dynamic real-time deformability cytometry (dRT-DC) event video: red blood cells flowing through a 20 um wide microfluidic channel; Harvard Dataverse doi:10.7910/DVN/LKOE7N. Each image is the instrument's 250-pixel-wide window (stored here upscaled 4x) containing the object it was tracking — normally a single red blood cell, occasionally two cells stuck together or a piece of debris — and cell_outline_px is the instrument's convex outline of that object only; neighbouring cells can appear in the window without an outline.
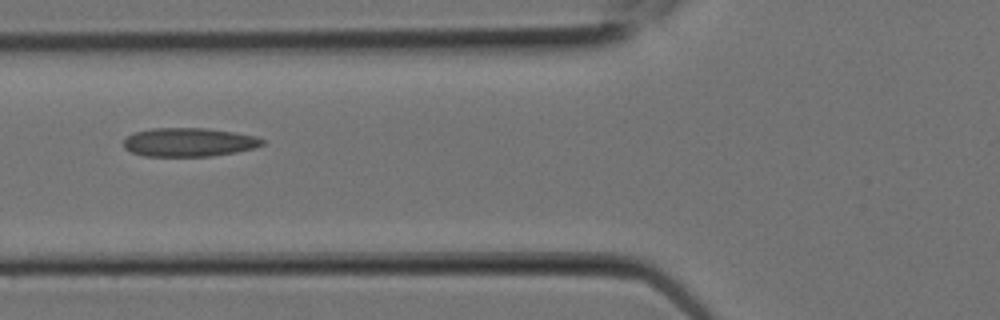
{"species": "Egyptian fruit bat (a non-hibernating species)", "species_latin": "Rousettus aegyptiacus", "temperature_condition": "room temperature", "stored_images_in_passage": 5, "camera_frame_rate_fps": 3000, "um_per_image_px": 0.085, "animal": {"sex": "female"}, "frame": {"image": 1, "passage_image": 3, "time_ms": 0.667, "image_size_px": [1000, 320], "cell_outline_px": [[264, 144], [252, 148], [236, 152], [212, 156], [144, 156], [132, 152], [124, 148], [124, 140], [128, 136], [136, 132], [152, 128], [204, 128], [236, 132], [256, 136], [264, 140]], "centroid_in_image_um": [16.07, 12.09], "position_along_channel_um": 109.7, "area_um2": 23.12}}
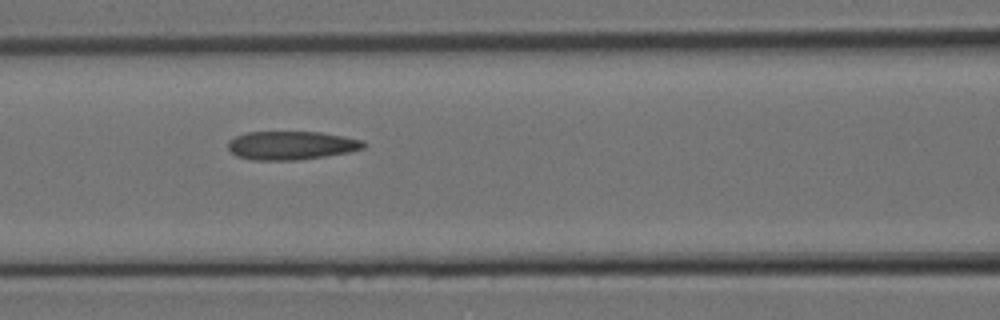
{"frame": {"image": 2, "passage_image": 4, "time_ms": 1.0, "image_size_px": [1000, 320], "cell_outline_px": [[368, 144], [364, 148], [348, 152], [324, 156], [296, 160], [256, 160], [236, 156], [228, 148], [228, 140], [236, 136], [248, 132], [320, 132], [344, 136], [364, 140]], "centroid_in_image_um": [24.78, 12.35], "position_along_channel_um": 141.8, "area_um2": 22.54}}
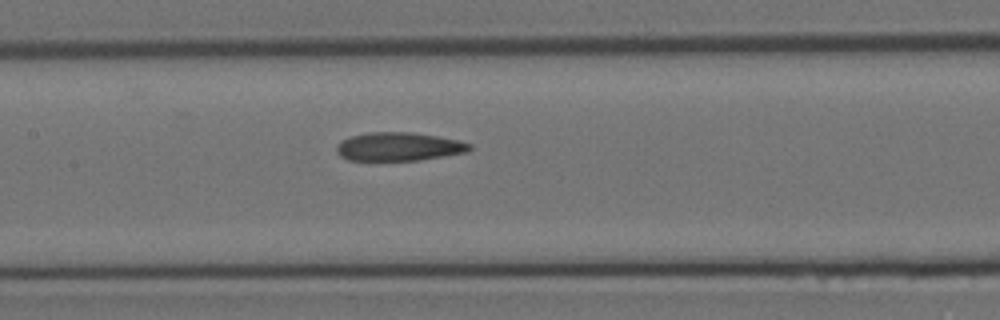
{"frame": {"image": 3, "passage_image": 5, "time_ms": 1.333, "image_size_px": [1000, 320], "cell_outline_px": [[472, 148], [468, 152], [420, 160], [348, 160], [340, 156], [336, 152], [336, 144], [352, 136], [372, 132], [412, 132], [460, 140], [472, 144]], "centroid_in_image_um": [33.93, 12.47], "position_along_channel_um": 173.5, "area_um2": 22.08}}